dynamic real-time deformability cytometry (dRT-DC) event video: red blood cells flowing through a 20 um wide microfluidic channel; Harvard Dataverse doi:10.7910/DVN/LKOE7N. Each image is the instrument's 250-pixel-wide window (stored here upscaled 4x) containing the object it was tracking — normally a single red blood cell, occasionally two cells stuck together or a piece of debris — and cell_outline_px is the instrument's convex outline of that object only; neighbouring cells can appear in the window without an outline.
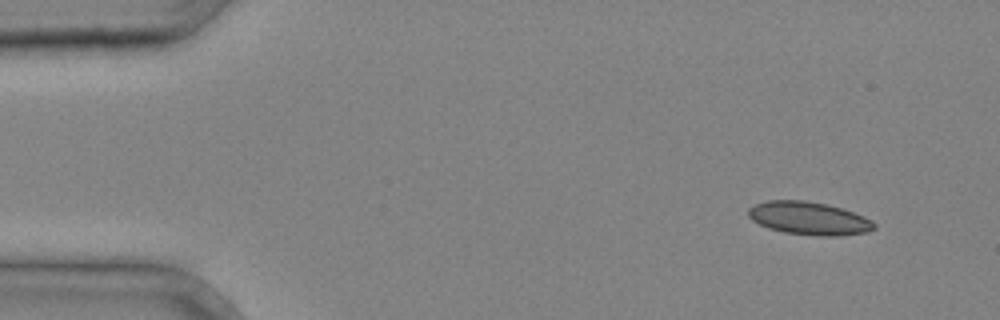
{"species": "common noctule bat (a hibernating species)", "species_latin": "Nyctalus noctula", "temperature_condition": "cold", "stored_images_in_passage": 3, "camera_frame_rate_fps": 3000, "um_per_image_px": 0.085, "animal": {"sex": "male", "body_mass_g": 20.4}, "frame": {"image": 1, "passage_image": 1, "time_ms": 0.0, "image_size_px": [1000, 320], "cell_outline_px": [[876, 228], [868, 232], [840, 236], [820, 236], [784, 232], [768, 228], [752, 220], [748, 216], [748, 208], [756, 204], [768, 200], [804, 200], [824, 204], [840, 208], [864, 216], [872, 220], [876, 224]], "centroid_in_image_um": [68.77, 18.56], "position_along_channel_um": 16.2, "area_um2": 24.16}}
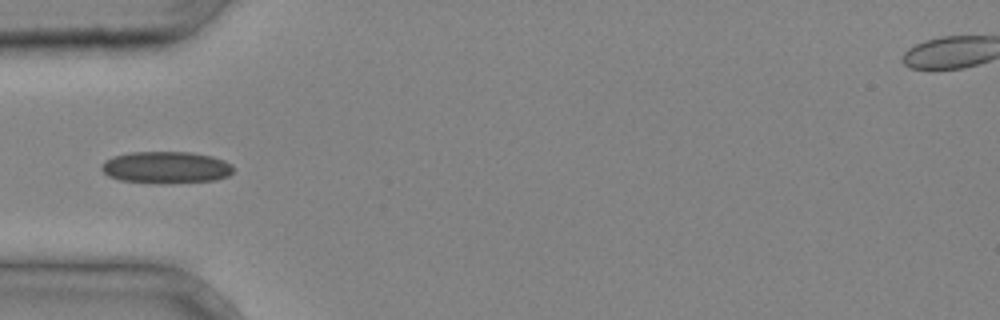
{"frame": {"image": 2, "passage_image": 3, "time_ms": 0.667, "image_size_px": [1000, 320], "cell_outline_px": [[232, 172], [228, 176], [216, 180], [164, 184], [120, 180], [108, 176], [100, 168], [100, 164], [104, 160], [112, 156], [128, 152], [192, 152], [212, 156], [224, 160], [232, 164]], "centroid_in_image_um": [14.09, 14.23], "position_along_channel_um": 70.9, "area_um2": 24.85}}